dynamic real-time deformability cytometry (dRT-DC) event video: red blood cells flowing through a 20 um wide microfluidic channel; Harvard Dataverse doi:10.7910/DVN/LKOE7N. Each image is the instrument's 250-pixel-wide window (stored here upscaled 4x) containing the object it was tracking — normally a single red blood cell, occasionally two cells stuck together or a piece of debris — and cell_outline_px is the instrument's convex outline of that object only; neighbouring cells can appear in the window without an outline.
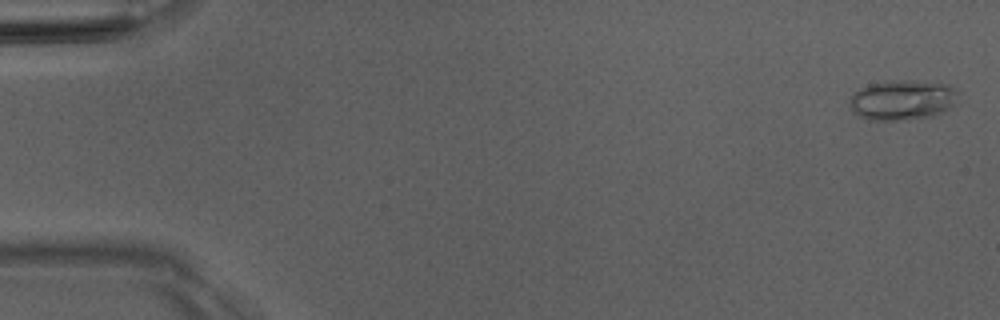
{"species": "Egyptian fruit bat (a non-hibernating species)", "species_latin": "Rousettus aegyptiacus", "temperature_condition": "room temperature", "stored_images_in_passage": 52, "camera_frame_rate_fps": 3000, "um_per_image_px": 0.085, "animal": {"sex": "male"}, "frame": {"image": 1, "passage_image": 2, "time_ms": 0.333, "image_size_px": [1000, 320], "cell_outline_px": [[960, 104], [932, 116], [904, 120], [868, 120], [860, 116], [848, 104], [852, 92], [868, 84], [888, 80], [912, 80], [948, 84], [956, 88], [960, 92]], "centroid_in_image_um": [76.78, 8.48], "position_along_channel_um": 8.2, "area_um2": 26.07}}
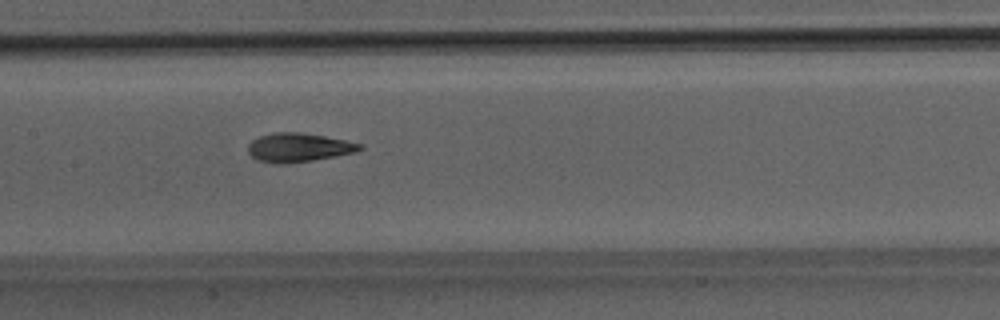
{"frame": {"image": 2, "passage_image": 26, "time_ms": 8.333, "image_size_px": [1000, 320], "cell_outline_px": [[364, 148], [356, 152], [312, 160], [284, 164], [276, 164], [256, 160], [248, 152], [248, 144], [252, 140], [260, 136], [276, 132], [300, 132], [324, 136], [364, 144]], "centroid_in_image_um": [25.37, 12.54], "position_along_channel_um": 182.0, "area_um2": 18.79}}
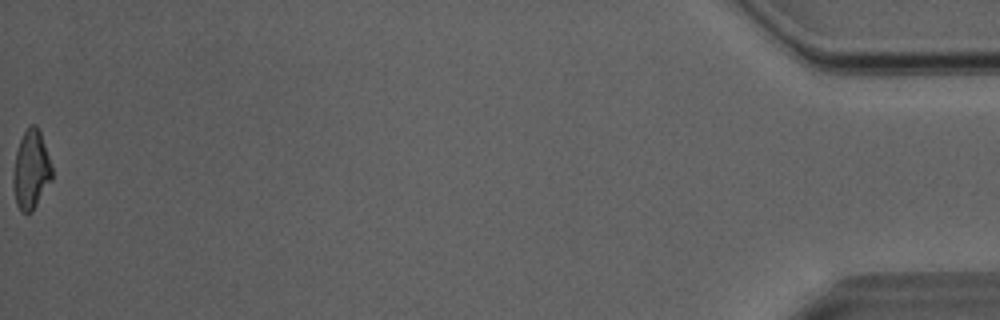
{"frame": {"image": 3, "passage_image": 52, "time_ms": 17.0, "image_size_px": [1000, 320], "cell_outline_px": [[52, 180], [32, 212], [20, 212], [16, 204], [12, 184], [12, 176], [16, 152], [20, 140], [24, 132], [32, 124], [36, 124], [40, 132], [52, 168]], "centroid_in_image_um": [2.62, 14.48], "position_along_channel_um": 432.6, "area_um2": 17.74}, "authors_computed_cell_mechanics": {"area_um2": 18.6694, "velocity_mm_per_s": 4.0651, "shape_relaxation_time_tau1_ms": 4.0371, "shape_relaxation_time_tau2_ms": 1.7899, "deformation_change_tau1": 0.1651, "deformation_change_tau2": 0.0825}}